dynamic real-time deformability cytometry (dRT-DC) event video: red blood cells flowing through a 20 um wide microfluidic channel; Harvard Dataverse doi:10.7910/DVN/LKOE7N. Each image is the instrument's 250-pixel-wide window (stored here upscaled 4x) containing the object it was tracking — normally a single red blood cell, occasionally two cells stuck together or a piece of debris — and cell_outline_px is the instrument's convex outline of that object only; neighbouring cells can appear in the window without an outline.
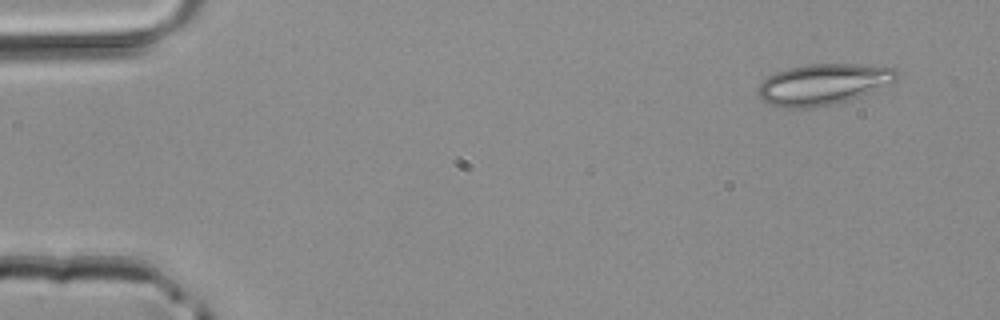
{"species": "common noctule bat (a hibernating species)", "species_latin": "Nyctalus noctula", "temperature_condition": "room temperature", "stored_images_in_passage": 5, "segment_of_instrument_passage": [2, 2], "camera_frame_rate_fps": 3000, "um_per_image_px": 0.085, "animal": {"sex": "male", "body_mass_g": 20.4}, "frame": {"image": 1, "passage_image": 5, "time_ms": 1.333, "image_size_px": [1000, 320], "cell_outline_px": [[900, 76], [896, 84], [836, 104], [812, 108], [788, 108], [768, 104], [756, 92], [756, 88], [768, 76], [776, 72], [788, 68], [808, 64], [856, 64], [896, 68], [900, 72]], "centroid_in_image_um": [70.05, 7.17], "position_along_channel_um": 14.9, "area_um2": 33.7}}